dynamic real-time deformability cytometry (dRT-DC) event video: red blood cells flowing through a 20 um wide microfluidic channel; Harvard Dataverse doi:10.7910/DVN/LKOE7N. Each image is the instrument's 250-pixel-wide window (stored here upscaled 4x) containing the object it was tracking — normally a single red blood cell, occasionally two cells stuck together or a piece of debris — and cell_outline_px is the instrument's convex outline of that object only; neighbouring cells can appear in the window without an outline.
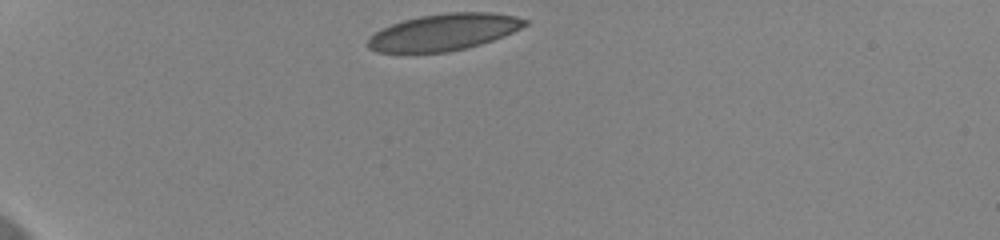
{"species": "human", "species_latin": "Homo sapiens", "temperature_condition": "cold", "stored_images_in_passage": 35, "camera_frame_rate_fps": 3000, "um_per_image_px": 0.085, "donor": {"sex": "female"}, "frame": {"image": 1, "passage_image": 1, "time_ms": 0.0, "image_size_px": [1000, 240], "cell_outline_px": [[528, 24], [504, 36], [468, 48], [448, 52], [376, 52], [368, 48], [368, 40], [376, 32], [392, 24], [404, 20], [420, 16], [448, 12], [492, 12], [516, 16], [528, 20]], "centroid_in_image_um": [37.76, 2.73], "position_along_channel_um": 47.2, "area_um2": 33.35}}
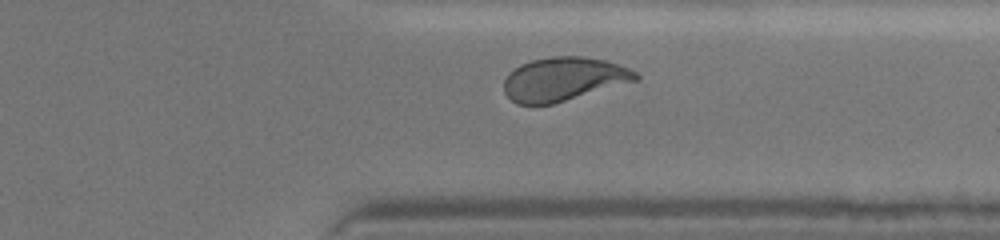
{"frame": {"image": 2, "passage_image": 31, "time_ms": 10.0, "image_size_px": [1000, 240], "cell_outline_px": [[640, 76], [636, 80], [552, 104], [516, 104], [504, 92], [504, 80], [508, 72], [520, 64], [532, 60], [552, 56], [584, 56], [604, 60], [628, 68], [636, 72]], "centroid_in_image_um": [47.85, 6.71], "position_along_channel_um": 363.5, "area_um2": 33.18}}
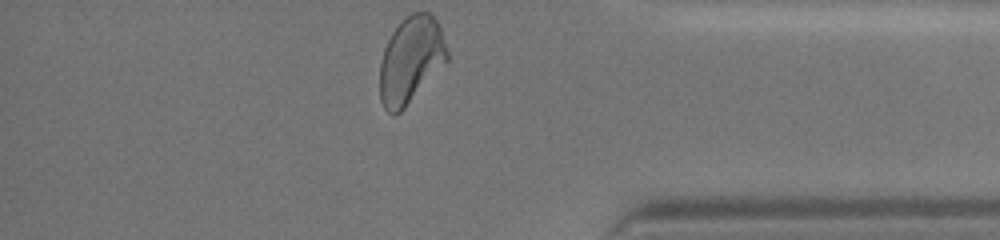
{"frame": {"image": 3, "passage_image": 35, "time_ms": 11.333, "image_size_px": [1000, 240], "cell_outline_px": [[448, 60], [404, 108], [396, 116], [392, 116], [384, 108], [380, 100], [380, 64], [384, 48], [392, 32], [412, 12], [432, 12], [440, 28], [448, 52]], "centroid_in_image_um": [34.91, 5.12], "position_along_channel_um": 400.3, "area_um2": 33.7}, "authors_computed_cell_mechanics": {"area_um2": 34.0442, "velocity_mm_per_s": 3.6339, "shape_relaxation_time_tau1_ms": 6.1081, "shape_relaxation_time_tau2_ms": 0.8205, "deformation_change_tau1": 0.1514, "deformation_change_tau2": 0.0488}}